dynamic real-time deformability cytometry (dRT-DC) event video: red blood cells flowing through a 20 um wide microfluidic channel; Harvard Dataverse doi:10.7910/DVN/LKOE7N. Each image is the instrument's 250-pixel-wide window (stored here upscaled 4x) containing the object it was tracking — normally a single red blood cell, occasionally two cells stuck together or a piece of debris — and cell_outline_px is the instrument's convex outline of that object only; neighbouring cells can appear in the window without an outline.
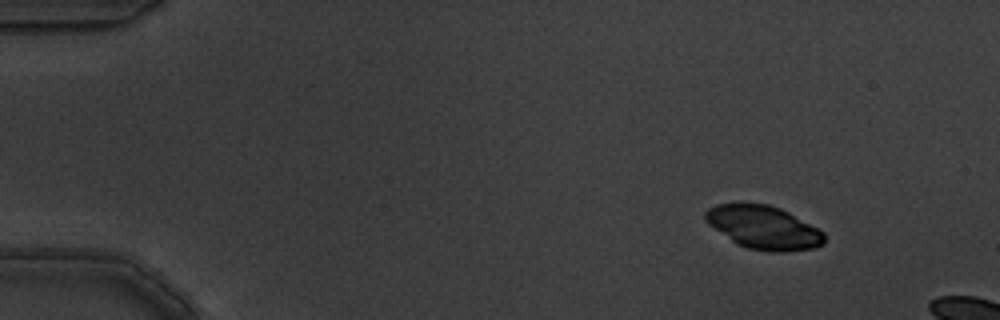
{"species": "common noctule bat (a hibernating species)", "species_latin": "Nyctalus noctula", "temperature_condition": "warm", "stored_images_in_passage": 4, "camera_frame_rate_fps": 3000, "um_per_image_px": 0.085, "animal": {"sex": "male", "body_mass_g": 19.5, "forearm_length_mm": 54.6}, "frame": {"image": 1, "passage_image": 2, "time_ms": 0.333, "image_size_px": [1000, 320], "cell_outline_px": [[824, 244], [812, 248], [780, 252], [768, 252], [748, 248], [736, 244], [708, 224], [704, 220], [704, 212], [708, 208], [716, 204], [768, 204], [780, 208], [788, 212], [824, 232]], "centroid_in_image_um": [64.87, 19.34], "position_along_channel_um": 20.1, "area_um2": 29.82}}